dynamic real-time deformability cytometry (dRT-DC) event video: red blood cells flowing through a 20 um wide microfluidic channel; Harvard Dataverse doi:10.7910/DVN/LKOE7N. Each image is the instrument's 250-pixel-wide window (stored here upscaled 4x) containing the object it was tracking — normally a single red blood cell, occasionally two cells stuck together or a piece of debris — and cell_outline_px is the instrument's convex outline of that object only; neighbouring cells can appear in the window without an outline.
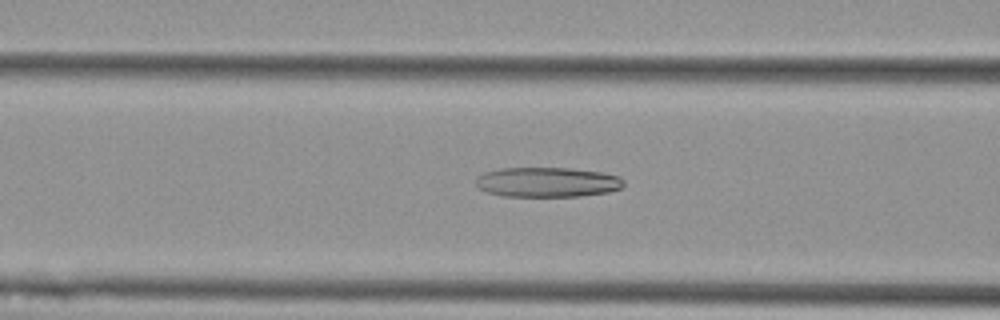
{"species": "Egyptian fruit bat (a non-hibernating species)", "species_latin": "Rousettus aegyptiacus", "temperature_condition": "cold", "stored_images_in_passage": 42, "camera_frame_rate_fps": 3000, "um_per_image_px": 0.085, "animal": {"sex": "female"}, "frame": {"image": 1, "passage_image": 21, "time_ms": 6.667, "image_size_px": [1000, 320], "cell_outline_px": [[624, 184], [620, 188], [608, 192], [580, 196], [504, 196], [488, 192], [480, 188], [476, 184], [476, 176], [484, 172], [500, 168], [568, 168], [600, 172], [620, 176], [624, 180]], "centroid_in_image_um": [46.52, 15.48], "position_along_channel_um": 120.1, "area_um2": 25.66}}
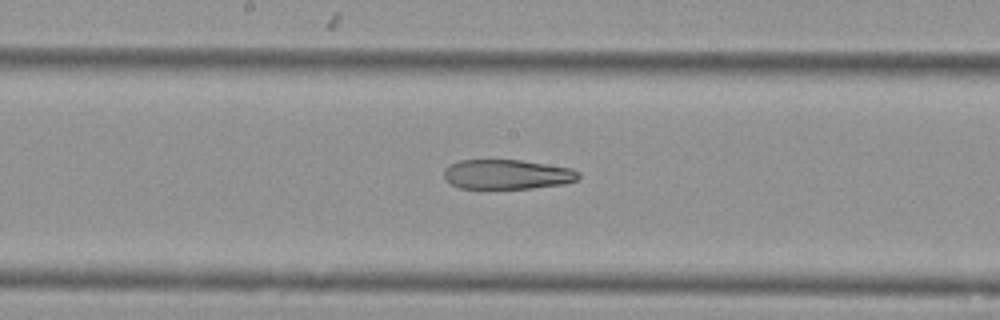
{"frame": {"image": 2, "passage_image": 28, "time_ms": 9.0, "image_size_px": [1000, 320], "cell_outline_px": [[580, 176], [576, 180], [564, 184], [532, 188], [460, 188], [452, 184], [444, 176], [444, 168], [448, 164], [460, 160], [520, 160], [572, 168], [580, 172]], "centroid_in_image_um": [43.11, 14.81], "position_along_channel_um": 205.1, "area_um2": 23.24}}
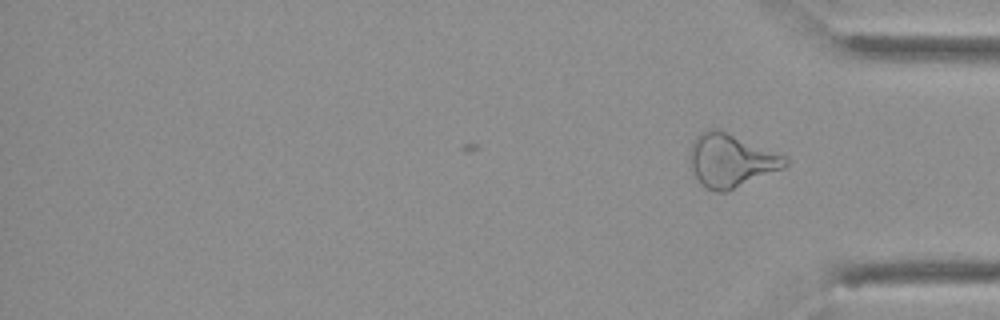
{"frame": {"image": 3, "passage_image": 42, "time_ms": 13.667, "image_size_px": [1000, 320], "cell_outline_px": [[788, 164], [784, 168], [728, 192], [716, 192], [704, 188], [700, 184], [688, 160], [688, 152], [696, 136], [700, 132], [708, 128], [720, 128], [784, 156], [788, 160]], "centroid_in_image_um": [62.09, 13.64], "position_along_channel_um": 373.1, "area_um2": 30.0}, "authors_computed_cell_mechanics": {"area_um2": 26.4724, "velocity_mm_per_s": 3.6502, "shape_relaxation_time_tau1_ms": null, "shape_relaxation_time_tau2_ms": 5.7581, "deformation_change_tau1": null, "deformation_change_tau2": 0.1707}}